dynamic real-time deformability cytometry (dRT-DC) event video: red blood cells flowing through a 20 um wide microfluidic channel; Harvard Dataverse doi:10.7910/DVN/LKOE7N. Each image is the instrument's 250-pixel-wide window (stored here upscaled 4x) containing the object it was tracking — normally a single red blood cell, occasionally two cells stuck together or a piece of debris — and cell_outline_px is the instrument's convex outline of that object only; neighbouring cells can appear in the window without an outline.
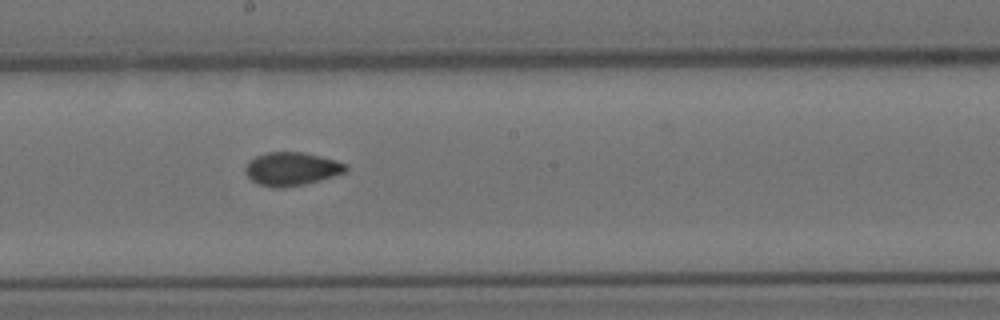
{"species": "Egyptian fruit bat (a non-hibernating species)", "species_latin": "Rousettus aegyptiacus", "temperature_condition": "cold", "stored_images_in_passage": 7, "camera_frame_rate_fps": 3000, "um_per_image_px": 0.085, "animal": {"sex": "female"}, "frame": {"image": 1, "passage_image": 6, "time_ms": 7.0, "image_size_px": [1000, 320], "cell_outline_px": [[348, 172], [320, 180], [304, 184], [284, 188], [272, 188], [260, 184], [252, 180], [244, 172], [244, 168], [248, 160], [256, 156], [268, 152], [300, 152], [320, 156], [348, 164]], "centroid_in_image_um": [24.79, 14.36], "position_along_channel_um": 223.4, "area_um2": 19.65}}
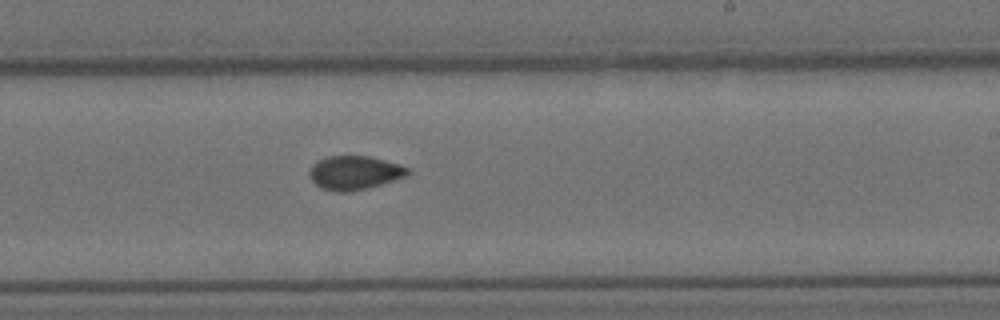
{"frame": {"image": 2, "passage_image": 7, "time_ms": 8.0, "image_size_px": [1000, 320], "cell_outline_px": [[412, 172], [408, 176], [380, 184], [348, 192], [336, 192], [320, 188], [312, 180], [308, 172], [312, 164], [328, 156], [368, 156], [400, 164], [412, 168]], "centroid_in_image_um": [30.17, 14.68], "position_along_channel_um": 258.8, "area_um2": 19.42}}